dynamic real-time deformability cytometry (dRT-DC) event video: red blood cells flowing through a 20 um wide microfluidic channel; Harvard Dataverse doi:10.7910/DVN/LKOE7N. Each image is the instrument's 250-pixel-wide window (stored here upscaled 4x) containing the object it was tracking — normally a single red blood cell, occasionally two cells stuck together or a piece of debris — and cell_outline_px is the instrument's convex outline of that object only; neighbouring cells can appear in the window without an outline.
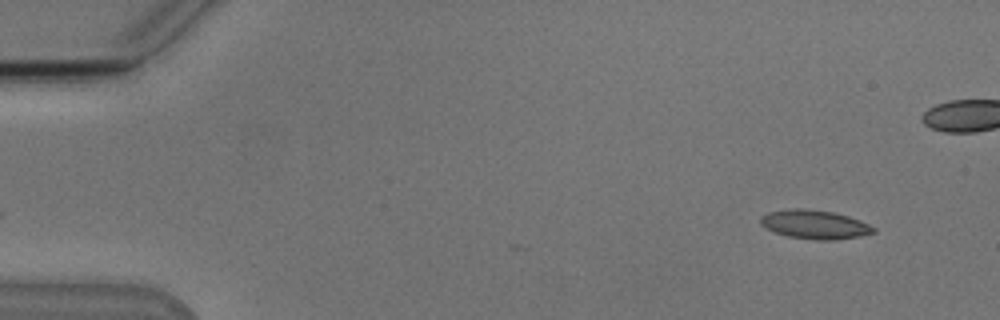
{"species": "Egyptian fruit bat (a non-hibernating species)", "species_latin": "Rousettus aegyptiacus", "temperature_condition": "cold", "stored_images_in_passage": 5, "camera_frame_rate_fps": 3000, "um_per_image_px": 0.085, "animal": {"sex": "male"}, "frame": {"image": 1, "passage_image": 1, "time_ms": 0.0, "image_size_px": [1000, 320], "cell_outline_px": [[876, 232], [860, 236], [836, 240], [816, 240], [788, 236], [776, 232], [760, 224], [760, 216], [768, 212], [792, 208], [804, 208], [832, 212], [848, 216], [860, 220], [876, 228]], "centroid_in_image_um": [69.27, 19.08], "position_along_channel_um": 15.7, "area_um2": 18.96}}